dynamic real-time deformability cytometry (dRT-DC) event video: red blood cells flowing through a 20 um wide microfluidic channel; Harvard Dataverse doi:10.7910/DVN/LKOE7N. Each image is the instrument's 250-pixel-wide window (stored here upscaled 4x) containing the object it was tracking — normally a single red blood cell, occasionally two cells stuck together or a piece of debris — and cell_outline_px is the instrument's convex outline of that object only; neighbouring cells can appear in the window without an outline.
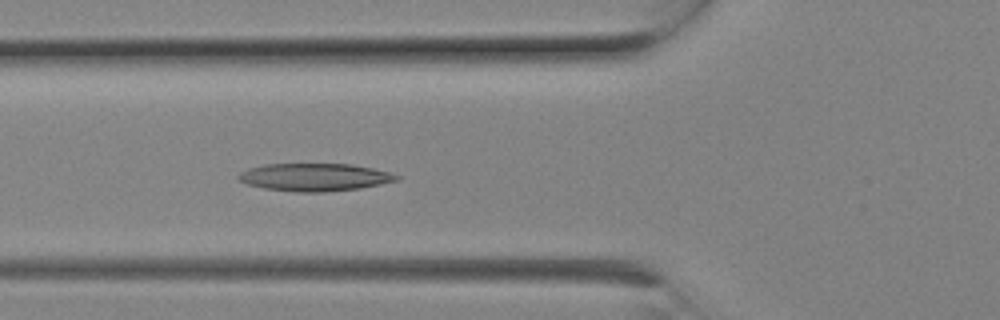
{"species": "Egyptian fruit bat (a non-hibernating species)", "species_latin": "Rousettus aegyptiacus", "temperature_condition": "room temperature", "stored_images_in_passage": 6, "camera_frame_rate_fps": 3000, "um_per_image_px": 0.085, "animal": {"sex": "female"}, "frame": {"image": 1, "passage_image": 6, "time_ms": 1.667, "image_size_px": [1000, 320], "cell_outline_px": [[400, 180], [360, 188], [324, 192], [296, 192], [264, 188], [248, 184], [236, 180], [236, 176], [240, 172], [248, 168], [264, 164], [352, 164], [392, 172], [400, 176]], "centroid_in_image_um": [26.74, 15.06], "position_along_channel_um": 99.1, "area_um2": 25.72}}